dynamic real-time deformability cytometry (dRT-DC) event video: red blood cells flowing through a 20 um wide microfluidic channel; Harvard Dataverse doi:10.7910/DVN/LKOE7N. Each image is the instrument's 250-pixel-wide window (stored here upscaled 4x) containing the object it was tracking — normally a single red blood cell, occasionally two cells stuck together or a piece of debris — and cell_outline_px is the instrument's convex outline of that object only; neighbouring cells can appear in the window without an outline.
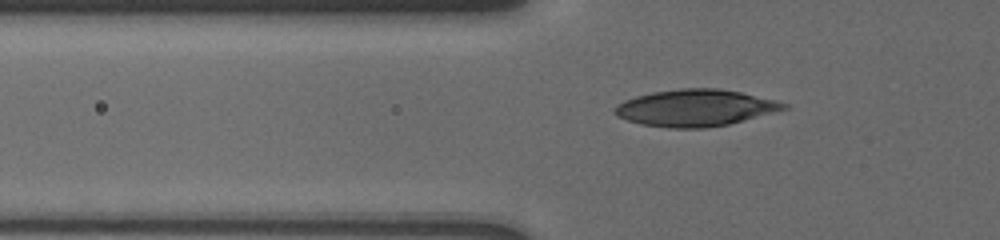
{"species": "human", "species_latin": "Homo sapiens", "temperature_condition": "cold", "stored_images_in_passage": 41, "camera_frame_rate_fps": 3000, "um_per_image_px": 0.085, "donor": {"sex": "male"}, "frame": {"image": 1, "passage_image": 4, "time_ms": 1.0, "image_size_px": [1000, 240], "cell_outline_px": [[788, 108], [728, 124], [704, 128], [668, 128], [640, 124], [616, 116], [612, 112], [612, 108], [616, 104], [624, 100], [636, 96], [652, 92], [680, 88], [716, 88], [740, 92], [788, 104]], "centroid_in_image_um": [59.01, 9.17], "position_along_channel_um": 66.8, "area_um2": 36.01}}
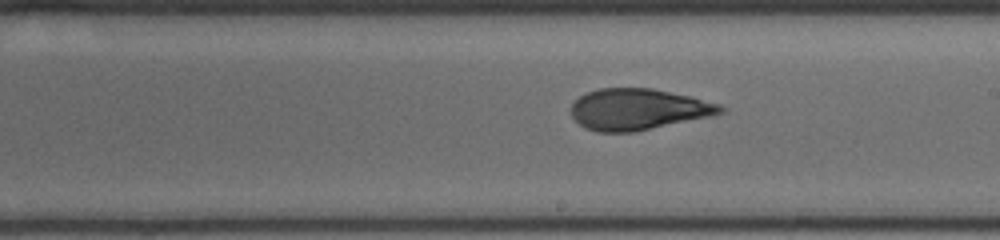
{"frame": {"image": 2, "passage_image": 16, "time_ms": 5.667, "image_size_px": [1000, 240], "cell_outline_px": [[724, 112], [712, 116], [636, 132], [596, 132], [584, 128], [572, 116], [572, 104], [580, 96], [588, 92], [600, 88], [652, 88], [688, 96], [720, 104], [724, 108]], "centroid_in_image_um": [54.24, 9.3], "position_along_channel_um": 234.8, "area_um2": 35.78}}
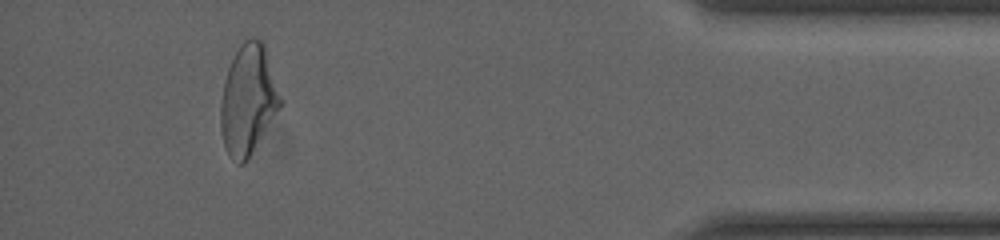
{"frame": {"image": 3, "passage_image": 34, "time_ms": 11.667, "image_size_px": [1000, 240], "cell_outline_px": [[284, 104], [244, 164], [240, 164], [232, 160], [228, 156], [224, 144], [220, 128], [220, 108], [224, 80], [228, 68], [240, 44], [244, 40], [252, 36], [260, 40], [264, 44], [284, 100]], "centroid_in_image_um": [21.12, 8.48], "position_along_channel_um": 414.1, "area_um2": 38.73}, "authors_computed_cell_mechanics": {"area_um2": 35.9516, "velocity_mm_per_s": 3.7413, "shape_relaxation_time_tau1_ms": 5.3908, "shape_relaxation_time_tau2_ms": 1.6126, "deformation_change_tau1": 0.1629, "deformation_change_tau2": 0.0642}}